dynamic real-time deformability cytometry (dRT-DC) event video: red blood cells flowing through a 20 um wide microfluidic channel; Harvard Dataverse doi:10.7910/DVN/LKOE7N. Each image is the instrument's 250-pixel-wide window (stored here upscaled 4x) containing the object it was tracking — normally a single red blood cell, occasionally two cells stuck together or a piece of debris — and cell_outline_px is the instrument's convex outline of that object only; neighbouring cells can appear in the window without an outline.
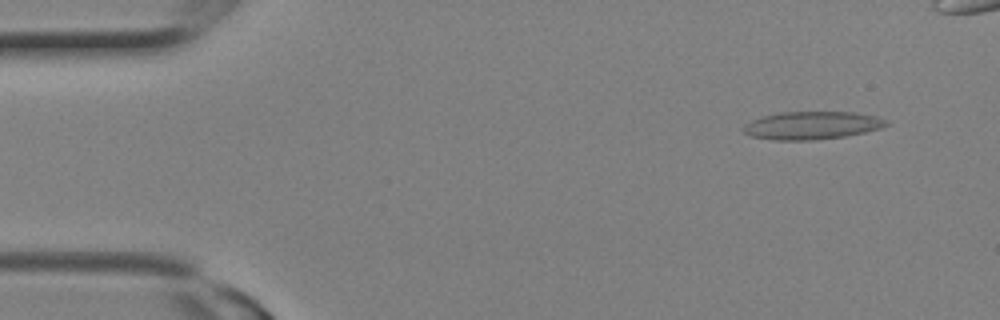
{"species": "Egyptian fruit bat (a non-hibernating species)", "species_latin": "Rousettus aegyptiacus", "temperature_condition": "room temperature", "stored_images_in_passage": 8, "camera_frame_rate_fps": 3000, "um_per_image_px": 0.085, "animal": {"sex": "female"}, "frame": {"image": 1, "passage_image": 2, "time_ms": 0.333, "image_size_px": [1000, 320], "cell_outline_px": [[892, 124], [880, 128], [864, 132], [844, 136], [812, 140], [772, 140], [748, 136], [744, 132], [744, 128], [752, 120], [760, 116], [780, 112], [856, 112], [876, 116], [888, 120]], "centroid_in_image_um": [69.04, 10.65], "position_along_channel_um": 16.0, "area_um2": 23.29}}